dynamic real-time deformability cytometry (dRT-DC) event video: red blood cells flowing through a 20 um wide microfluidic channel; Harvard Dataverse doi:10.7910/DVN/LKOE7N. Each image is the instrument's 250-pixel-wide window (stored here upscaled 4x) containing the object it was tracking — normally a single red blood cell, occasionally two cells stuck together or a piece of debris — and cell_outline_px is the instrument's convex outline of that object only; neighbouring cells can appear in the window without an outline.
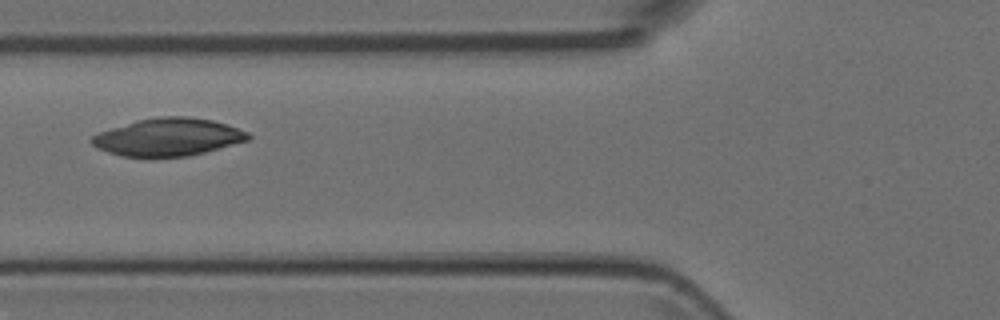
{"species": "Egyptian fruit bat (a non-hibernating species)", "species_latin": "Rousettus aegyptiacus", "temperature_condition": "room temperature", "stored_images_in_passage": 4, "camera_frame_rate_fps": 3000, "um_per_image_px": 0.085, "animal": {"sex": "female"}, "frame": {"image": 1, "passage_image": 2, "time_ms": 0.333, "image_size_px": [1000, 320], "cell_outline_px": [[252, 136], [248, 140], [204, 152], [188, 156], [120, 156], [96, 148], [88, 140], [92, 136], [100, 132], [136, 120], [160, 116], [188, 116], [212, 120], [248, 132]], "centroid_in_image_um": [14.26, 11.64], "position_along_channel_um": 111.5, "area_um2": 33.99}}
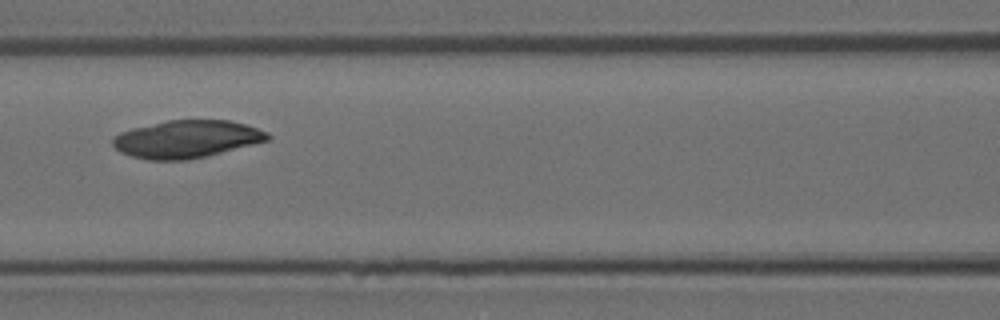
{"frame": {"image": 2, "passage_image": 3, "time_ms": 0.667, "image_size_px": [1000, 320], "cell_outline_px": [[272, 136], [268, 140], [208, 156], [184, 160], [148, 160], [132, 156], [120, 152], [112, 144], [112, 136], [120, 132], [132, 128], [168, 120], [228, 120], [244, 124], [268, 132]], "centroid_in_image_um": [15.84, 11.82], "position_along_channel_um": 150.8, "area_um2": 33.87}}
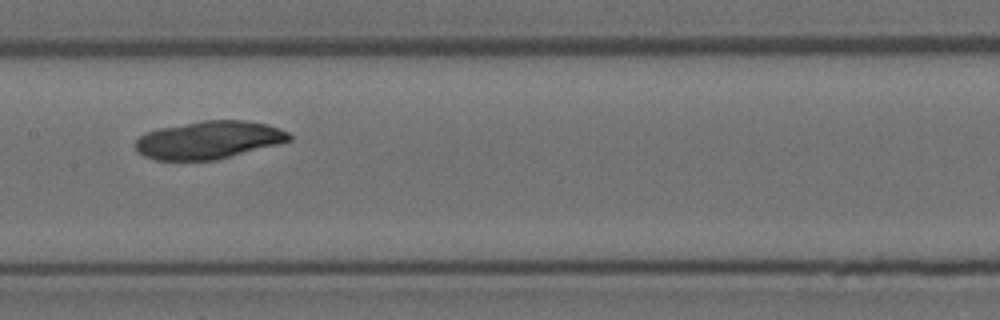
{"frame": {"image": 3, "passage_image": 4, "time_ms": 1.0, "image_size_px": [1000, 320], "cell_outline_px": [[292, 140], [216, 160], [156, 160], [144, 156], [136, 152], [132, 144], [140, 136], [148, 132], [160, 128], [204, 120], [244, 120], [264, 124], [280, 128], [288, 132], [292, 136]], "centroid_in_image_um": [17.71, 11.9], "position_along_channel_um": 189.7, "area_um2": 33.81}}